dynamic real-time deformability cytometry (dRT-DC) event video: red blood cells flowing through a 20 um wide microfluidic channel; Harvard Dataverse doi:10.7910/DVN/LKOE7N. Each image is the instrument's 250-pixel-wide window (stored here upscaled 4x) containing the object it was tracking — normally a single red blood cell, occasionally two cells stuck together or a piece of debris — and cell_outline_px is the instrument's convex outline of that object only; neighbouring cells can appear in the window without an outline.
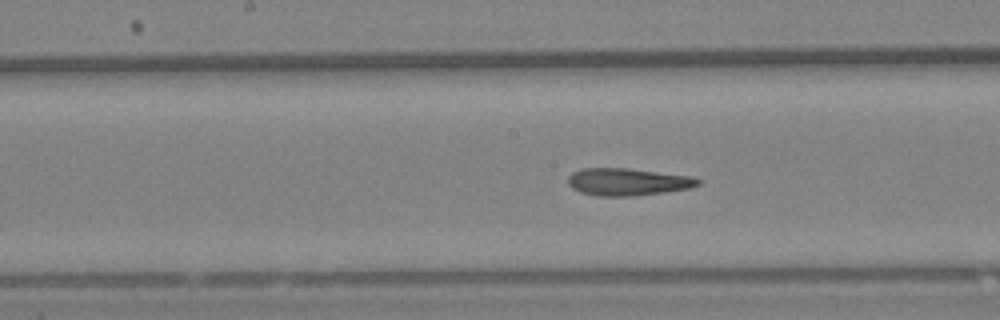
{"species": "Egyptian fruit bat (a non-hibernating species)", "species_latin": "Rousettus aegyptiacus", "temperature_condition": "warm", "stored_images_in_passage": 18, "camera_frame_rate_fps": 3000, "um_per_image_px": 0.085, "animal": {"sex": "female"}, "frame": {"image": 1, "passage_image": 13, "time_ms": 4.0, "image_size_px": [1000, 320], "cell_outline_px": [[700, 184], [688, 188], [664, 192], [632, 196], [596, 196], [580, 192], [572, 188], [568, 184], [568, 176], [572, 172], [580, 168], [628, 168], [692, 176], [700, 180]], "centroid_in_image_um": [53.31, 15.45], "position_along_channel_um": 194.9, "area_um2": 20.75}}